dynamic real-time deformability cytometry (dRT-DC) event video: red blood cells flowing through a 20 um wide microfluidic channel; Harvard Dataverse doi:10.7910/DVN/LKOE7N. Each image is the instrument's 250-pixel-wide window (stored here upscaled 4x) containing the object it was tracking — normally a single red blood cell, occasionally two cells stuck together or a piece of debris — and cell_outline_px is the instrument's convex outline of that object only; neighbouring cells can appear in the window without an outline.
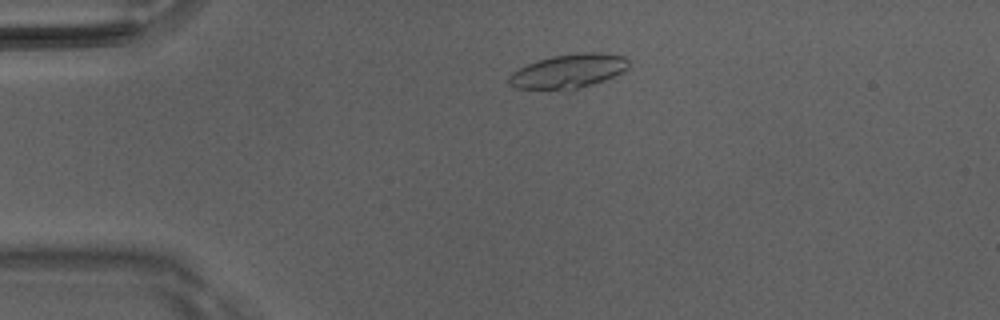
{"species": "Egyptian fruit bat (a non-hibernating species)", "species_latin": "Rousettus aegyptiacus", "temperature_condition": "room temperature", "stored_images_in_passage": 35, "camera_frame_rate_fps": 3000, "um_per_image_px": 0.085, "animal": {"sex": "male"}, "frame": {"image": 1, "passage_image": 1, "time_ms": 0.0, "image_size_px": [1000, 320], "cell_outline_px": [[628, 68], [604, 80], [564, 92], [516, 88], [508, 80], [508, 76], [512, 72], [536, 60], [552, 56], [576, 52], [600, 52], [624, 56], [628, 60]], "centroid_in_image_um": [48.28, 6.06], "position_along_channel_um": 36.7, "area_um2": 24.04}}
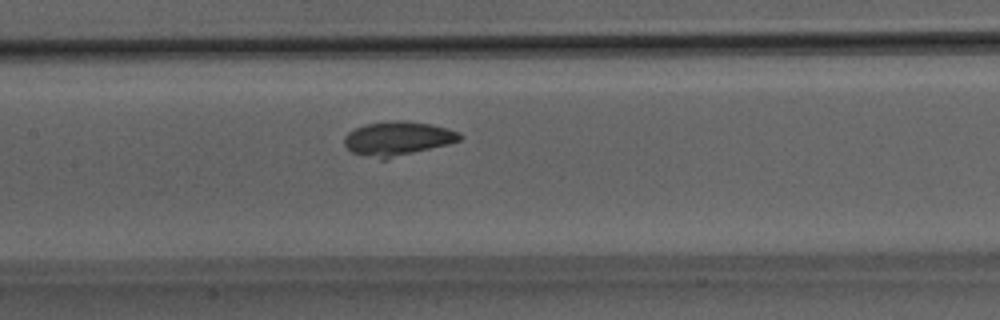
{"frame": {"image": 2, "passage_image": 14, "time_ms": 4.333, "image_size_px": [1000, 320], "cell_outline_px": [[464, 136], [460, 140], [448, 144], [388, 160], [380, 160], [352, 152], [344, 144], [344, 136], [348, 132], [364, 124], [392, 120], [408, 120], [432, 124], [448, 128], [460, 132]], "centroid_in_image_um": [33.82, 11.78], "position_along_channel_um": 173.6, "area_um2": 23.47}}
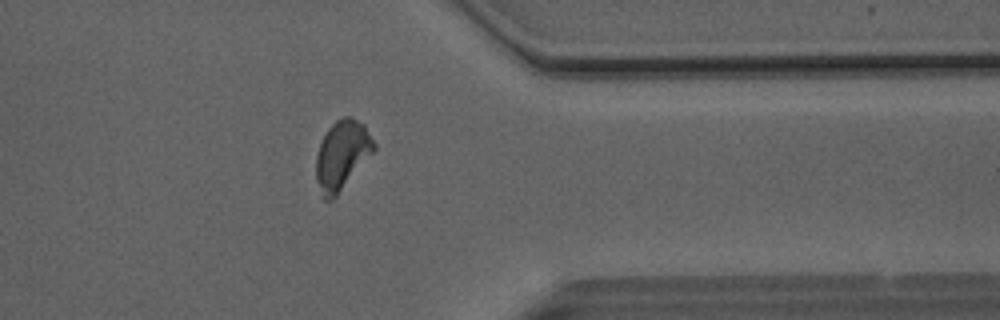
{"frame": {"image": 3, "passage_image": 30, "time_ms": 9.667, "image_size_px": [1000, 320], "cell_outline_px": [[376, 148], [336, 196], [332, 200], [324, 200], [316, 180], [316, 156], [320, 144], [328, 128], [336, 120], [344, 116], [352, 116], [364, 124], [376, 144]], "centroid_in_image_um": [29.07, 13.15], "position_along_channel_um": 382.3, "area_um2": 23.06}, "authors_computed_cell_mechanics": {"area_um2": 22.8888, "velocity_mm_per_s": 4.1003, "shape_relaxation_time_tau1_ms": 2.2273, "shape_relaxation_time_tau2_ms": 4.7153, "deformation_change_tau1": 0.1056, "deformation_change_tau2": 0.0903}}